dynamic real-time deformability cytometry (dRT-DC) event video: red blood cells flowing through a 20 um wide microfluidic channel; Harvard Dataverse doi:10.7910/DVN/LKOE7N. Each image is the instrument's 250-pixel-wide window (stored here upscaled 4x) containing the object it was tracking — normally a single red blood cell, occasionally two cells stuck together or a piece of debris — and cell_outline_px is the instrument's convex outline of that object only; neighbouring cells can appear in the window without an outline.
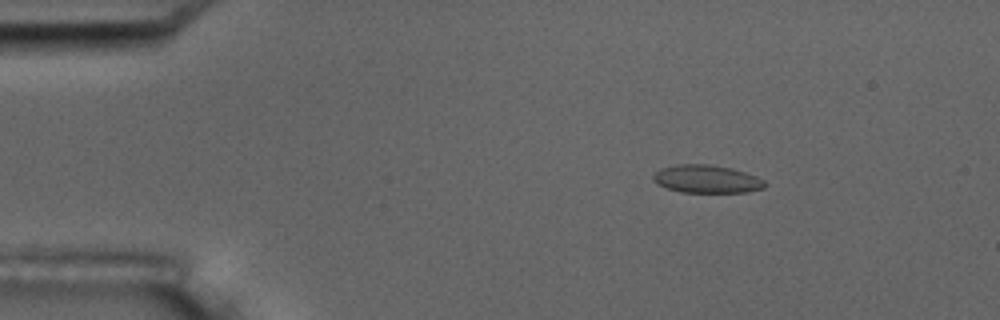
{"species": "common noctule bat (a hibernating species)", "species_latin": "Nyctalus noctula", "temperature_condition": "room temperature", "stored_images_in_passage": 6, "camera_frame_rate_fps": 3000, "um_per_image_px": 0.085, "animal": {"sex": "male", "body_mass_g": 17.5, "forearm_length_mm": 52.3}, "frame": {"image": 1, "passage_image": 3, "time_ms": 2.333, "image_size_px": [1000, 320], "cell_outline_px": [[768, 184], [764, 188], [748, 192], [680, 192], [668, 188], [652, 180], [652, 176], [660, 168], [676, 164], [708, 164], [732, 168], [756, 176], [764, 180]], "centroid_in_image_um": [60.09, 15.21], "position_along_channel_um": 24.9, "area_um2": 18.21}}
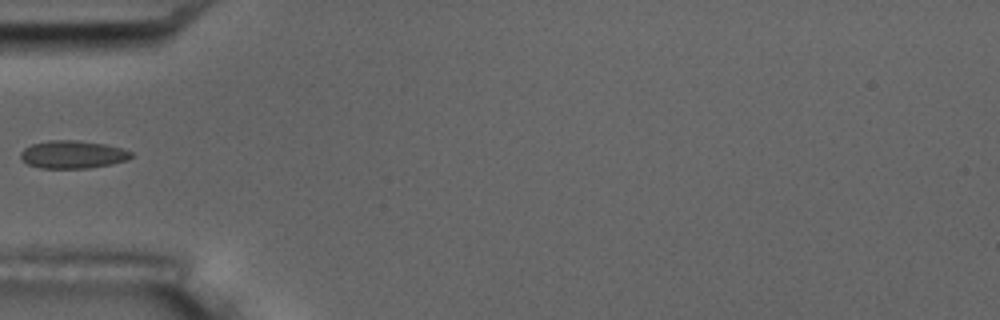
{"frame": {"image": 2, "passage_image": 6, "time_ms": 5.667, "image_size_px": [1000, 320], "cell_outline_px": [[132, 156], [128, 160], [112, 164], [88, 168], [40, 168], [28, 164], [20, 156], [20, 152], [24, 148], [32, 144], [48, 140], [76, 140], [104, 144], [120, 148], [132, 152]], "centroid_in_image_um": [6.17, 13.13], "position_along_channel_um": 78.8, "area_um2": 17.86}}